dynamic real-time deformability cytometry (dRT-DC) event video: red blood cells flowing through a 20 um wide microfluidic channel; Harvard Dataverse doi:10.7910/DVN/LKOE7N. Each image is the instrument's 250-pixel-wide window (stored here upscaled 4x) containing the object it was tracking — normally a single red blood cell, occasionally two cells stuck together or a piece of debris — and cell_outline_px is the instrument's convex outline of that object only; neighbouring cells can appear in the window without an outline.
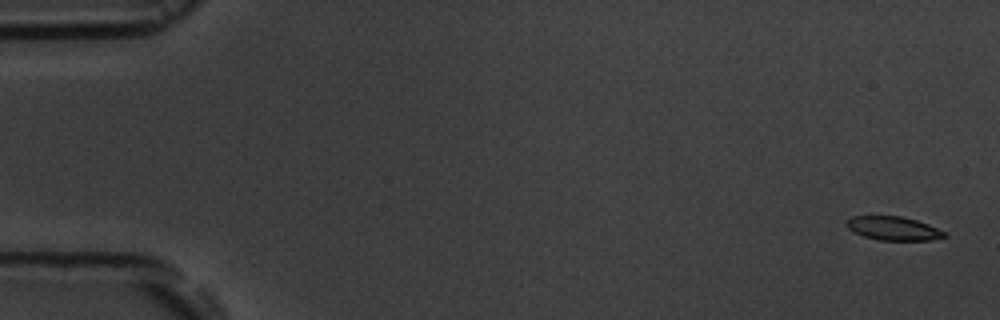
{"species": "common noctule bat (a hibernating species)", "species_latin": "Nyctalus noctula", "temperature_condition": "room temperature", "stored_images_in_passage": 17, "camera_frame_rate_fps": 3000, "um_per_image_px": 0.085, "animal": {"sex": "male", "body_mass_g": 19.5, "forearm_length_mm": 54.6}, "frame": {"image": 1, "passage_image": 1, "time_ms": 0.0, "image_size_px": [1000, 320], "cell_outline_px": [[948, 236], [932, 240], [880, 240], [864, 236], [848, 228], [848, 220], [852, 216], [900, 216], [916, 220], [928, 224], [944, 232]], "centroid_in_image_um": [75.97, 19.41], "position_along_channel_um": 9.0, "area_um2": 13.24}}
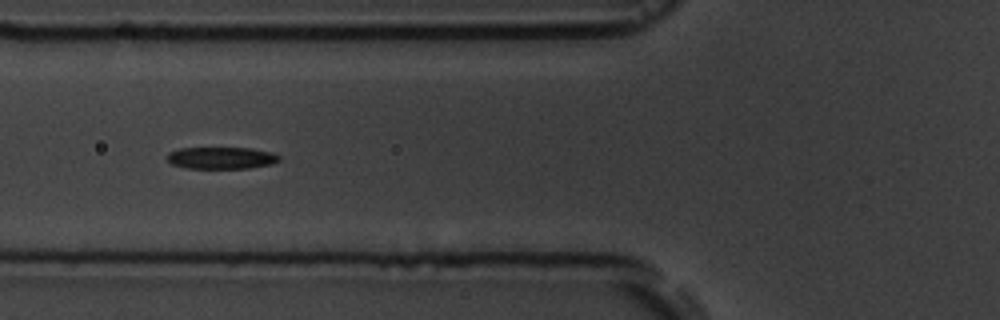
{"frame": {"image": 2, "passage_image": 7, "time_ms": 6.667, "image_size_px": [1000, 320], "cell_outline_px": [[280, 160], [272, 164], [248, 168], [188, 168], [172, 164], [168, 160], [168, 152], [180, 148], [252, 148], [272, 152], [280, 156]], "centroid_in_image_um": [18.84, 13.42], "position_along_channel_um": 107.0, "area_um2": 14.28}}
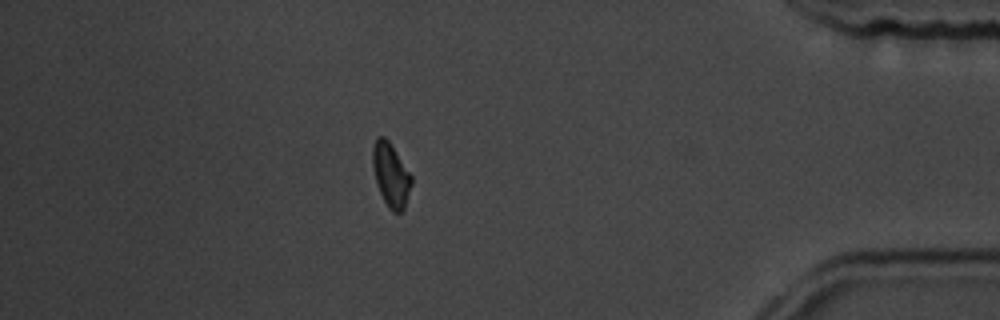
{"frame": {"image": 3, "passage_image": 15, "time_ms": 16.0, "image_size_px": [1000, 320], "cell_outline_px": [[412, 184], [404, 208], [400, 212], [392, 212], [388, 208], [376, 184], [372, 164], [372, 148], [376, 136], [384, 136], [388, 140], [412, 176]], "centroid_in_image_um": [33.2, 14.86], "position_along_channel_um": 402.0, "area_um2": 14.39}, "authors_computed_cell_mechanics": {"area_um2": 14.5656, "velocity_mm_per_s": 3.6083, "shape_relaxation_time_tau1_ms": 2.5093, "shape_relaxation_time_tau2_ms": null, "deformation_change_tau1": 0.1151, "deformation_change_tau2": null}}